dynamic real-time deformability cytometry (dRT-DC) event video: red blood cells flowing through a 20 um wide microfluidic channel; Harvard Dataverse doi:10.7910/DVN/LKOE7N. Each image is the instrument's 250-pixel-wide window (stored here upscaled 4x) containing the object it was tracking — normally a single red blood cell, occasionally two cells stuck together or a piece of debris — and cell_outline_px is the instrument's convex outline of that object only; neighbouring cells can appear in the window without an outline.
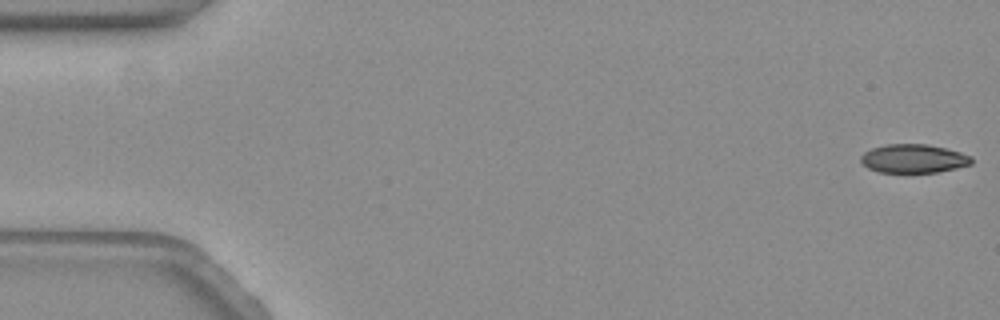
{"species": "common noctule bat (a hibernating species)", "species_latin": "Nyctalus noctula", "temperature_condition": "warm", "stored_images_in_passage": 61, "camera_frame_rate_fps": 3000, "um_per_image_px": 0.085, "animal": {"sex": "female", "body_mass_g": 19.3, "forearm_length_mm": 54.1}, "frame": {"image": 1, "passage_image": 1, "time_ms": 0.0, "image_size_px": [1000, 320], "cell_outline_px": [[972, 164], [956, 168], [936, 172], [880, 172], [868, 168], [860, 160], [860, 156], [864, 152], [872, 148], [888, 144], [924, 144], [944, 148], [960, 152], [972, 156]], "centroid_in_image_um": [77.65, 13.48], "position_along_channel_um": 7.4, "area_um2": 18.32}}
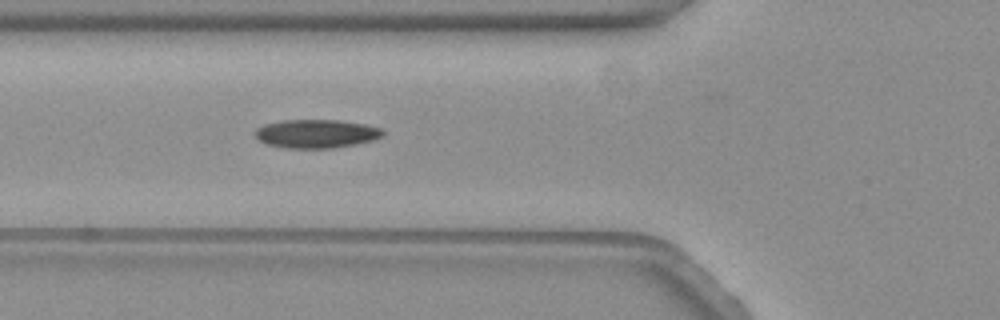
{"frame": {"image": 2, "passage_image": 22, "time_ms": 7.0, "image_size_px": [1000, 320], "cell_outline_px": [[384, 136], [372, 140], [356, 144], [332, 148], [284, 148], [264, 144], [256, 136], [256, 128], [264, 124], [284, 120], [340, 120], [364, 124], [380, 128], [384, 132]], "centroid_in_image_um": [26.88, 11.37], "position_along_channel_um": 98.9, "area_um2": 21.27}}
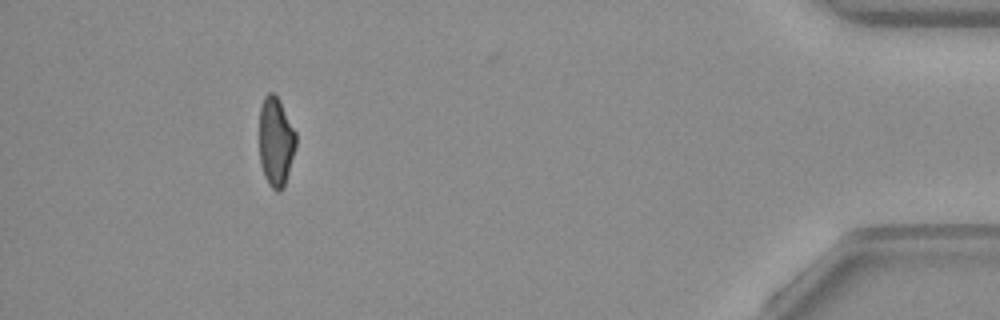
{"frame": {"image": 3, "passage_image": 55, "time_ms": 18.0, "image_size_px": [1000, 320], "cell_outline_px": [[296, 148], [284, 188], [280, 192], [276, 192], [268, 184], [264, 176], [260, 164], [260, 108], [264, 96], [268, 92], [272, 92], [280, 100], [296, 132]], "centroid_in_image_um": [23.46, 12.07], "position_along_channel_um": 411.7, "area_um2": 19.31}, "authors_computed_cell_mechanics": {"area_um2": 20.3456, "velocity_mm_per_s": 3.4422, "shape_relaxation_time_tau1_ms": null, "shape_relaxation_time_tau2_ms": 6.215, "deformation_change_tau1": null, "deformation_change_tau2": 0.1089}}